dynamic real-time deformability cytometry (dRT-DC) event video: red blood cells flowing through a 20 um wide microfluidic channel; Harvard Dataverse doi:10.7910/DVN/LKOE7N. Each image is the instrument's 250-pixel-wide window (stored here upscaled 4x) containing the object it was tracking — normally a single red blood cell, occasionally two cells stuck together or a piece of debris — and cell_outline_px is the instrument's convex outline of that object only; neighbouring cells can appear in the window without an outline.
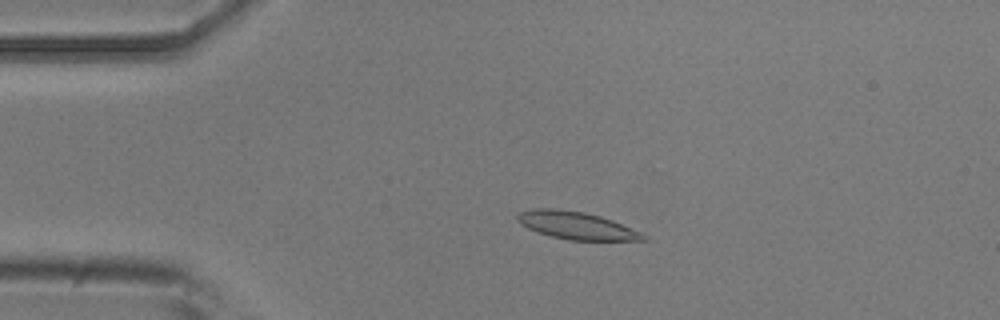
{"species": "common noctule bat (a hibernating species)", "species_latin": "Nyctalus noctula", "temperature_condition": "room temperature", "stored_images_in_passage": 51, "camera_frame_rate_fps": 3000, "um_per_image_px": 0.085, "animal": {"sex": "male", "body_mass_g": 20.5, "forearm_length_mm": 52.5}, "frame": {"image": 1, "passage_image": 11, "time_ms": 3.333, "image_size_px": [1000, 320], "cell_outline_px": [[648, 240], [568, 240], [552, 236], [528, 228], [520, 224], [516, 220], [516, 216], [520, 212], [536, 208], [556, 208], [584, 212], [600, 216], [612, 220], [640, 232], [648, 236]], "centroid_in_image_um": [48.99, 19.16], "position_along_channel_um": 36.0, "area_um2": 20.06}}
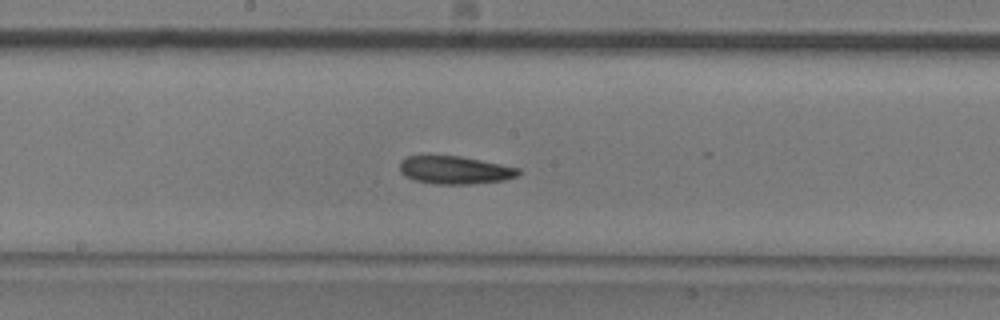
{"frame": {"image": 2, "passage_image": 27, "time_ms": 8.667, "image_size_px": [1000, 320], "cell_outline_px": [[520, 172], [516, 176], [504, 180], [472, 184], [436, 184], [416, 180], [404, 176], [400, 172], [400, 160], [408, 156], [460, 156], [520, 168]], "centroid_in_image_um": [38.65, 14.46], "position_along_channel_um": 209.6, "area_um2": 19.19}}
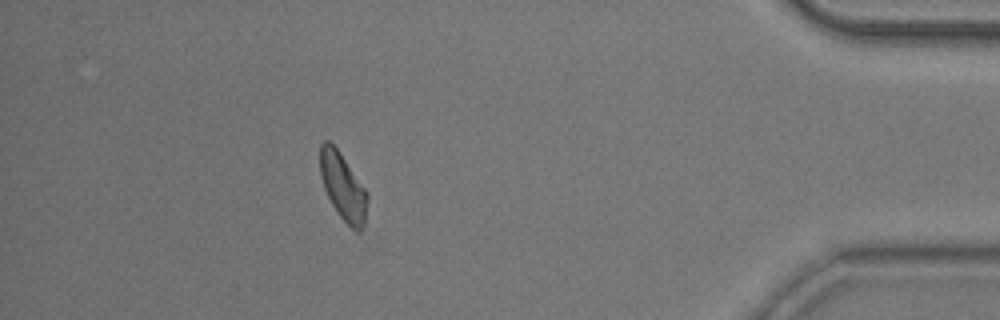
{"frame": {"image": 3, "passage_image": 46, "time_ms": 15.0, "image_size_px": [1000, 320], "cell_outline_px": [[368, 200], [364, 228], [360, 232], [356, 232], [340, 216], [332, 204], [324, 188], [320, 176], [320, 144], [324, 140], [328, 140], [340, 152], [368, 192]], "centroid_in_image_um": [29.17, 15.88], "position_along_channel_um": 406.0, "area_um2": 18.55}, "authors_computed_cell_mechanics": {"area_um2": 19.4208, "velocity_mm_per_s": 3.8993, "shape_relaxation_time_tau1_ms": 7.3338, "shape_relaxation_time_tau2_ms": 3.7839, "deformation_change_tau1": 0.1498, "deformation_change_tau2": 0.1112}}